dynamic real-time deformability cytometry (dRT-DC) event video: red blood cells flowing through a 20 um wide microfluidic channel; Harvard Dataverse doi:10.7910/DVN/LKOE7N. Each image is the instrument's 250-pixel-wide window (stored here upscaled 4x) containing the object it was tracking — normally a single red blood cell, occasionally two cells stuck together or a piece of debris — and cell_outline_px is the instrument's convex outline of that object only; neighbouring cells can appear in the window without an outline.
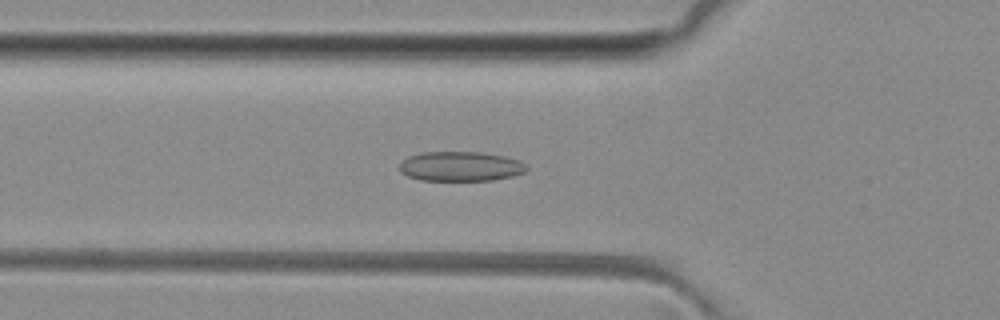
{"species": "common noctule bat (a hibernating species)", "species_latin": "Nyctalus noctula", "temperature_condition": "room temperature", "stored_images_in_passage": 49, "camera_frame_rate_fps": 3000, "um_per_image_px": 0.085, "animal": {"sex": "female", "body_mass_g": 29.2, "forearm_length_mm": 56.3}, "frame": {"image": 1, "passage_image": 16, "time_ms": 5.0, "image_size_px": [1000, 320], "cell_outline_px": [[528, 168], [524, 172], [512, 176], [492, 180], [420, 180], [408, 176], [400, 172], [400, 164], [408, 156], [420, 152], [480, 152], [504, 156], [520, 160]], "centroid_in_image_um": [39.14, 14.13], "position_along_channel_um": 86.7, "area_um2": 21.91}}
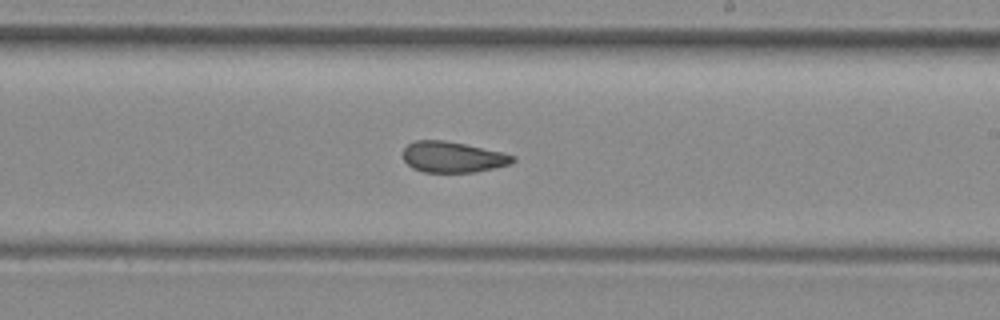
{"frame": {"image": 2, "passage_image": 28, "time_ms": 9.0, "image_size_px": [1000, 320], "cell_outline_px": [[516, 160], [512, 164], [476, 172], [424, 172], [412, 168], [404, 160], [404, 148], [408, 144], [416, 140], [444, 140], [504, 152], [516, 156]], "centroid_in_image_um": [38.53, 13.35], "position_along_channel_um": 250.5, "area_um2": 19.83}}
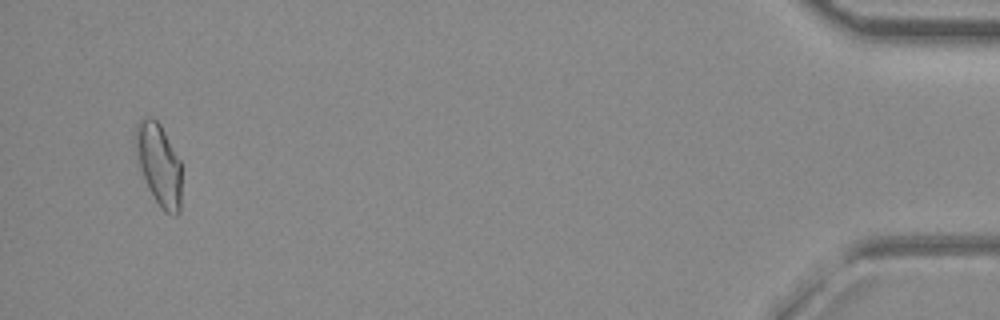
{"frame": {"image": 3, "passage_image": 47, "time_ms": 15.333, "image_size_px": [1000, 320], "cell_outline_px": [[180, 212], [176, 216], [172, 216], [164, 212], [160, 208], [148, 188], [140, 168], [132, 140], [132, 136], [136, 124], [144, 116], [152, 116], [160, 124], [180, 160]], "centroid_in_image_um": [13.46, 13.95], "position_along_channel_um": 421.7, "area_um2": 22.37}, "authors_computed_cell_mechanics": {"area_um2": 20.9814, "velocity_mm_per_s": 4.0929, "shape_relaxation_time_tau1_ms": null, "shape_relaxation_time_tau2_ms": 2.1297, "deformation_change_tau1": null, "deformation_change_tau2": 0.0906}}